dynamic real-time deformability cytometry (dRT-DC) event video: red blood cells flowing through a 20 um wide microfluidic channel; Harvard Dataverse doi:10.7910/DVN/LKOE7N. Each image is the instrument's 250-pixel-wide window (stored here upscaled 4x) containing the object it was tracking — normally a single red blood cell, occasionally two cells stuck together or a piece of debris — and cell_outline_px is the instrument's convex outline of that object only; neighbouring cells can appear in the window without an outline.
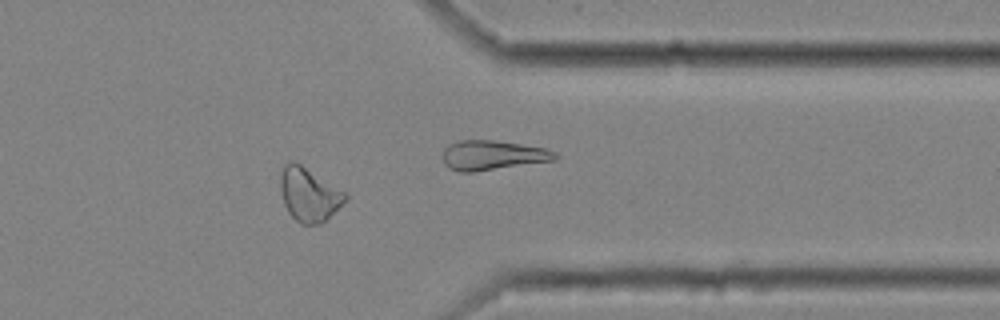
{"species": "common noctule bat (a hibernating species)", "species_latin": "Nyctalus noctula", "temperature_condition": "cold", "stored_images_in_passage": 38, "camera_frame_rate_fps": 3000, "um_per_image_px": 0.085, "animal": {"sex": "female", "body_mass_g": 25.1}, "frame": {"image": 1, "passage_image": 27, "time_ms": 8.667, "image_size_px": [1000, 320], "cell_outline_px": [[348, 196], [320, 224], [300, 224], [288, 212], [284, 204], [280, 188], [280, 176], [284, 164], [292, 160], [296, 160], [348, 192]], "centroid_in_image_um": [26.24, 16.47], "position_along_channel_um": 385.2, "area_um2": 20.4}, "authors_computed_cell_mechanics": {"area_um2": 19.1607, "velocity_mm_per_s": 3.5008, "shape_relaxation_time_tau1_ms": null, "shape_relaxation_time_tau2_ms": 4.4748, "deformation_change_tau1": null, "deformation_change_tau2": 0.0915}}